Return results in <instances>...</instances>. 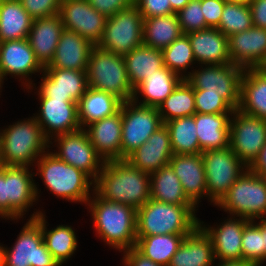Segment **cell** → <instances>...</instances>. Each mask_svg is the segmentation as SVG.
<instances>
[{
    "label": "cell",
    "instance_id": "cell-1",
    "mask_svg": "<svg viewBox=\"0 0 266 266\" xmlns=\"http://www.w3.org/2000/svg\"><path fill=\"white\" fill-rule=\"evenodd\" d=\"M84 207L92 219L93 233L110 249L120 254L136 245L137 210L132 206L104 200L95 192Z\"/></svg>",
    "mask_w": 266,
    "mask_h": 266
},
{
    "label": "cell",
    "instance_id": "cell-2",
    "mask_svg": "<svg viewBox=\"0 0 266 266\" xmlns=\"http://www.w3.org/2000/svg\"><path fill=\"white\" fill-rule=\"evenodd\" d=\"M29 166L0 165V219L12 222L35 219L46 210L34 208L42 197L41 186ZM37 182V183H36ZM26 215V216H25Z\"/></svg>",
    "mask_w": 266,
    "mask_h": 266
},
{
    "label": "cell",
    "instance_id": "cell-3",
    "mask_svg": "<svg viewBox=\"0 0 266 266\" xmlns=\"http://www.w3.org/2000/svg\"><path fill=\"white\" fill-rule=\"evenodd\" d=\"M94 192L104 200L142 207L150 195V174L139 170L125 159L105 161L94 181Z\"/></svg>",
    "mask_w": 266,
    "mask_h": 266
},
{
    "label": "cell",
    "instance_id": "cell-4",
    "mask_svg": "<svg viewBox=\"0 0 266 266\" xmlns=\"http://www.w3.org/2000/svg\"><path fill=\"white\" fill-rule=\"evenodd\" d=\"M33 170L44 189L57 200L85 206L94 192V181L86 173L60 160L50 150L40 156Z\"/></svg>",
    "mask_w": 266,
    "mask_h": 266
},
{
    "label": "cell",
    "instance_id": "cell-5",
    "mask_svg": "<svg viewBox=\"0 0 266 266\" xmlns=\"http://www.w3.org/2000/svg\"><path fill=\"white\" fill-rule=\"evenodd\" d=\"M50 141L34 115L0 127V165L34 167Z\"/></svg>",
    "mask_w": 266,
    "mask_h": 266
},
{
    "label": "cell",
    "instance_id": "cell-6",
    "mask_svg": "<svg viewBox=\"0 0 266 266\" xmlns=\"http://www.w3.org/2000/svg\"><path fill=\"white\" fill-rule=\"evenodd\" d=\"M195 205H175L148 200L137 209V236L189 234L199 225Z\"/></svg>",
    "mask_w": 266,
    "mask_h": 266
},
{
    "label": "cell",
    "instance_id": "cell-7",
    "mask_svg": "<svg viewBox=\"0 0 266 266\" xmlns=\"http://www.w3.org/2000/svg\"><path fill=\"white\" fill-rule=\"evenodd\" d=\"M86 74L89 87L112 94L122 102L132 101L134 88L129 81L122 55L94 46Z\"/></svg>",
    "mask_w": 266,
    "mask_h": 266
},
{
    "label": "cell",
    "instance_id": "cell-8",
    "mask_svg": "<svg viewBox=\"0 0 266 266\" xmlns=\"http://www.w3.org/2000/svg\"><path fill=\"white\" fill-rule=\"evenodd\" d=\"M216 207L233 217L266 219V179L247 168Z\"/></svg>",
    "mask_w": 266,
    "mask_h": 266
},
{
    "label": "cell",
    "instance_id": "cell-9",
    "mask_svg": "<svg viewBox=\"0 0 266 266\" xmlns=\"http://www.w3.org/2000/svg\"><path fill=\"white\" fill-rule=\"evenodd\" d=\"M195 68V69H194ZM185 78L194 90L220 96L235 110L240 104L241 78L244 68L234 63L197 65Z\"/></svg>",
    "mask_w": 266,
    "mask_h": 266
},
{
    "label": "cell",
    "instance_id": "cell-10",
    "mask_svg": "<svg viewBox=\"0 0 266 266\" xmlns=\"http://www.w3.org/2000/svg\"><path fill=\"white\" fill-rule=\"evenodd\" d=\"M24 221L14 244L2 243V266H61L47 249L40 225L34 219Z\"/></svg>",
    "mask_w": 266,
    "mask_h": 266
},
{
    "label": "cell",
    "instance_id": "cell-11",
    "mask_svg": "<svg viewBox=\"0 0 266 266\" xmlns=\"http://www.w3.org/2000/svg\"><path fill=\"white\" fill-rule=\"evenodd\" d=\"M201 156L206 175L207 202L215 207L248 167L229 146L204 151Z\"/></svg>",
    "mask_w": 266,
    "mask_h": 266
},
{
    "label": "cell",
    "instance_id": "cell-12",
    "mask_svg": "<svg viewBox=\"0 0 266 266\" xmlns=\"http://www.w3.org/2000/svg\"><path fill=\"white\" fill-rule=\"evenodd\" d=\"M143 23L139 8L133 4L107 18L103 36L97 46L125 56L143 45Z\"/></svg>",
    "mask_w": 266,
    "mask_h": 266
},
{
    "label": "cell",
    "instance_id": "cell-13",
    "mask_svg": "<svg viewBox=\"0 0 266 266\" xmlns=\"http://www.w3.org/2000/svg\"><path fill=\"white\" fill-rule=\"evenodd\" d=\"M43 70L27 38L0 42V82L3 85L8 77L15 78L25 90L35 85V76H40Z\"/></svg>",
    "mask_w": 266,
    "mask_h": 266
},
{
    "label": "cell",
    "instance_id": "cell-14",
    "mask_svg": "<svg viewBox=\"0 0 266 266\" xmlns=\"http://www.w3.org/2000/svg\"><path fill=\"white\" fill-rule=\"evenodd\" d=\"M49 148L60 160L82 170L93 181L97 179L105 163L90 143L84 129L54 137Z\"/></svg>",
    "mask_w": 266,
    "mask_h": 266
},
{
    "label": "cell",
    "instance_id": "cell-15",
    "mask_svg": "<svg viewBox=\"0 0 266 266\" xmlns=\"http://www.w3.org/2000/svg\"><path fill=\"white\" fill-rule=\"evenodd\" d=\"M163 125L158 107L122 103L121 159L143 145Z\"/></svg>",
    "mask_w": 266,
    "mask_h": 266
},
{
    "label": "cell",
    "instance_id": "cell-16",
    "mask_svg": "<svg viewBox=\"0 0 266 266\" xmlns=\"http://www.w3.org/2000/svg\"><path fill=\"white\" fill-rule=\"evenodd\" d=\"M38 78V86L35 83L24 90L28 95L33 92L35 98L66 99L78 103L89 87L86 71L44 68Z\"/></svg>",
    "mask_w": 266,
    "mask_h": 266
},
{
    "label": "cell",
    "instance_id": "cell-17",
    "mask_svg": "<svg viewBox=\"0 0 266 266\" xmlns=\"http://www.w3.org/2000/svg\"><path fill=\"white\" fill-rule=\"evenodd\" d=\"M266 143V120L235 109L230 118L229 147L249 167Z\"/></svg>",
    "mask_w": 266,
    "mask_h": 266
},
{
    "label": "cell",
    "instance_id": "cell-18",
    "mask_svg": "<svg viewBox=\"0 0 266 266\" xmlns=\"http://www.w3.org/2000/svg\"><path fill=\"white\" fill-rule=\"evenodd\" d=\"M36 99L40 106L33 115L49 141L82 129L78 118V103L66 99Z\"/></svg>",
    "mask_w": 266,
    "mask_h": 266
},
{
    "label": "cell",
    "instance_id": "cell-19",
    "mask_svg": "<svg viewBox=\"0 0 266 266\" xmlns=\"http://www.w3.org/2000/svg\"><path fill=\"white\" fill-rule=\"evenodd\" d=\"M58 14L64 29L76 32L95 46L100 42L107 17L87 0H62Z\"/></svg>",
    "mask_w": 266,
    "mask_h": 266
},
{
    "label": "cell",
    "instance_id": "cell-20",
    "mask_svg": "<svg viewBox=\"0 0 266 266\" xmlns=\"http://www.w3.org/2000/svg\"><path fill=\"white\" fill-rule=\"evenodd\" d=\"M222 220L211 225L199 219V225L212 240L216 261L243 259L242 234L250 220L229 215Z\"/></svg>",
    "mask_w": 266,
    "mask_h": 266
},
{
    "label": "cell",
    "instance_id": "cell-21",
    "mask_svg": "<svg viewBox=\"0 0 266 266\" xmlns=\"http://www.w3.org/2000/svg\"><path fill=\"white\" fill-rule=\"evenodd\" d=\"M179 177L187 198L199 209L200 202L207 200L204 162L199 154H174L169 161Z\"/></svg>",
    "mask_w": 266,
    "mask_h": 266
},
{
    "label": "cell",
    "instance_id": "cell-22",
    "mask_svg": "<svg viewBox=\"0 0 266 266\" xmlns=\"http://www.w3.org/2000/svg\"><path fill=\"white\" fill-rule=\"evenodd\" d=\"M231 63L258 68L266 59V29L252 26L246 31L228 37Z\"/></svg>",
    "mask_w": 266,
    "mask_h": 266
},
{
    "label": "cell",
    "instance_id": "cell-23",
    "mask_svg": "<svg viewBox=\"0 0 266 266\" xmlns=\"http://www.w3.org/2000/svg\"><path fill=\"white\" fill-rule=\"evenodd\" d=\"M173 155L170 135L163 124L149 137L147 142L134 150L125 160L139 170L151 174L169 165Z\"/></svg>",
    "mask_w": 266,
    "mask_h": 266
},
{
    "label": "cell",
    "instance_id": "cell-24",
    "mask_svg": "<svg viewBox=\"0 0 266 266\" xmlns=\"http://www.w3.org/2000/svg\"><path fill=\"white\" fill-rule=\"evenodd\" d=\"M84 130L104 161L121 159L122 105L114 115L92 122Z\"/></svg>",
    "mask_w": 266,
    "mask_h": 266
},
{
    "label": "cell",
    "instance_id": "cell-25",
    "mask_svg": "<svg viewBox=\"0 0 266 266\" xmlns=\"http://www.w3.org/2000/svg\"><path fill=\"white\" fill-rule=\"evenodd\" d=\"M197 65L231 63L228 37L218 28H206L186 34Z\"/></svg>",
    "mask_w": 266,
    "mask_h": 266
},
{
    "label": "cell",
    "instance_id": "cell-26",
    "mask_svg": "<svg viewBox=\"0 0 266 266\" xmlns=\"http://www.w3.org/2000/svg\"><path fill=\"white\" fill-rule=\"evenodd\" d=\"M93 45L74 31L61 33L52 61L44 68L86 71Z\"/></svg>",
    "mask_w": 266,
    "mask_h": 266
},
{
    "label": "cell",
    "instance_id": "cell-27",
    "mask_svg": "<svg viewBox=\"0 0 266 266\" xmlns=\"http://www.w3.org/2000/svg\"><path fill=\"white\" fill-rule=\"evenodd\" d=\"M63 30L59 14L33 19L27 39L43 67L52 61Z\"/></svg>",
    "mask_w": 266,
    "mask_h": 266
},
{
    "label": "cell",
    "instance_id": "cell-28",
    "mask_svg": "<svg viewBox=\"0 0 266 266\" xmlns=\"http://www.w3.org/2000/svg\"><path fill=\"white\" fill-rule=\"evenodd\" d=\"M46 212L39 214L34 220L40 225L43 241L47 249L61 266L66 265L79 248L78 234L72 225L62 224L49 227ZM49 227V228H48ZM52 228V229H51Z\"/></svg>",
    "mask_w": 266,
    "mask_h": 266
},
{
    "label": "cell",
    "instance_id": "cell-29",
    "mask_svg": "<svg viewBox=\"0 0 266 266\" xmlns=\"http://www.w3.org/2000/svg\"><path fill=\"white\" fill-rule=\"evenodd\" d=\"M215 264L212 240L198 225L185 236L168 266H214Z\"/></svg>",
    "mask_w": 266,
    "mask_h": 266
},
{
    "label": "cell",
    "instance_id": "cell-30",
    "mask_svg": "<svg viewBox=\"0 0 266 266\" xmlns=\"http://www.w3.org/2000/svg\"><path fill=\"white\" fill-rule=\"evenodd\" d=\"M181 80L178 74L166 67L157 70L134 88L132 101L141 106L158 107Z\"/></svg>",
    "mask_w": 266,
    "mask_h": 266
},
{
    "label": "cell",
    "instance_id": "cell-31",
    "mask_svg": "<svg viewBox=\"0 0 266 266\" xmlns=\"http://www.w3.org/2000/svg\"><path fill=\"white\" fill-rule=\"evenodd\" d=\"M231 116L232 113L194 114L197 137L202 152L224 149L229 146Z\"/></svg>",
    "mask_w": 266,
    "mask_h": 266
},
{
    "label": "cell",
    "instance_id": "cell-32",
    "mask_svg": "<svg viewBox=\"0 0 266 266\" xmlns=\"http://www.w3.org/2000/svg\"><path fill=\"white\" fill-rule=\"evenodd\" d=\"M238 109L245 114L266 120V73L259 68L244 70Z\"/></svg>",
    "mask_w": 266,
    "mask_h": 266
},
{
    "label": "cell",
    "instance_id": "cell-33",
    "mask_svg": "<svg viewBox=\"0 0 266 266\" xmlns=\"http://www.w3.org/2000/svg\"><path fill=\"white\" fill-rule=\"evenodd\" d=\"M122 101L116 96L88 87L78 102V118L81 128L84 129L92 122L117 113Z\"/></svg>",
    "mask_w": 266,
    "mask_h": 266
},
{
    "label": "cell",
    "instance_id": "cell-34",
    "mask_svg": "<svg viewBox=\"0 0 266 266\" xmlns=\"http://www.w3.org/2000/svg\"><path fill=\"white\" fill-rule=\"evenodd\" d=\"M129 81L133 88L155 71L165 68L162 50L141 45L123 56Z\"/></svg>",
    "mask_w": 266,
    "mask_h": 266
},
{
    "label": "cell",
    "instance_id": "cell-35",
    "mask_svg": "<svg viewBox=\"0 0 266 266\" xmlns=\"http://www.w3.org/2000/svg\"><path fill=\"white\" fill-rule=\"evenodd\" d=\"M33 18L23 8L20 0L0 3V42L28 37Z\"/></svg>",
    "mask_w": 266,
    "mask_h": 266
},
{
    "label": "cell",
    "instance_id": "cell-36",
    "mask_svg": "<svg viewBox=\"0 0 266 266\" xmlns=\"http://www.w3.org/2000/svg\"><path fill=\"white\" fill-rule=\"evenodd\" d=\"M151 199L175 205H194L183 191L179 177L170 165L150 174Z\"/></svg>",
    "mask_w": 266,
    "mask_h": 266
},
{
    "label": "cell",
    "instance_id": "cell-37",
    "mask_svg": "<svg viewBox=\"0 0 266 266\" xmlns=\"http://www.w3.org/2000/svg\"><path fill=\"white\" fill-rule=\"evenodd\" d=\"M182 34L177 13L144 18L143 45L147 47L163 50Z\"/></svg>",
    "mask_w": 266,
    "mask_h": 266
},
{
    "label": "cell",
    "instance_id": "cell-38",
    "mask_svg": "<svg viewBox=\"0 0 266 266\" xmlns=\"http://www.w3.org/2000/svg\"><path fill=\"white\" fill-rule=\"evenodd\" d=\"M188 234L137 236L135 248L153 262L168 266Z\"/></svg>",
    "mask_w": 266,
    "mask_h": 266
},
{
    "label": "cell",
    "instance_id": "cell-39",
    "mask_svg": "<svg viewBox=\"0 0 266 266\" xmlns=\"http://www.w3.org/2000/svg\"><path fill=\"white\" fill-rule=\"evenodd\" d=\"M170 135L173 154H199L194 115L172 119L164 123Z\"/></svg>",
    "mask_w": 266,
    "mask_h": 266
},
{
    "label": "cell",
    "instance_id": "cell-40",
    "mask_svg": "<svg viewBox=\"0 0 266 266\" xmlns=\"http://www.w3.org/2000/svg\"><path fill=\"white\" fill-rule=\"evenodd\" d=\"M163 124L172 119L196 113L194 89L182 79L172 93L158 106Z\"/></svg>",
    "mask_w": 266,
    "mask_h": 266
},
{
    "label": "cell",
    "instance_id": "cell-41",
    "mask_svg": "<svg viewBox=\"0 0 266 266\" xmlns=\"http://www.w3.org/2000/svg\"><path fill=\"white\" fill-rule=\"evenodd\" d=\"M164 66L185 79L197 66L191 43L186 34H182L168 47L162 50ZM191 70V71H190Z\"/></svg>",
    "mask_w": 266,
    "mask_h": 266
},
{
    "label": "cell",
    "instance_id": "cell-42",
    "mask_svg": "<svg viewBox=\"0 0 266 266\" xmlns=\"http://www.w3.org/2000/svg\"><path fill=\"white\" fill-rule=\"evenodd\" d=\"M252 26V14L248 3L225 2L217 28L226 37L246 31Z\"/></svg>",
    "mask_w": 266,
    "mask_h": 266
},
{
    "label": "cell",
    "instance_id": "cell-43",
    "mask_svg": "<svg viewBox=\"0 0 266 266\" xmlns=\"http://www.w3.org/2000/svg\"><path fill=\"white\" fill-rule=\"evenodd\" d=\"M242 256L256 266H265L264 235L261 220L250 221L242 234Z\"/></svg>",
    "mask_w": 266,
    "mask_h": 266
},
{
    "label": "cell",
    "instance_id": "cell-44",
    "mask_svg": "<svg viewBox=\"0 0 266 266\" xmlns=\"http://www.w3.org/2000/svg\"><path fill=\"white\" fill-rule=\"evenodd\" d=\"M203 15L201 0H191L186 4L177 12L182 33L188 34L208 28Z\"/></svg>",
    "mask_w": 266,
    "mask_h": 266
},
{
    "label": "cell",
    "instance_id": "cell-45",
    "mask_svg": "<svg viewBox=\"0 0 266 266\" xmlns=\"http://www.w3.org/2000/svg\"><path fill=\"white\" fill-rule=\"evenodd\" d=\"M194 95L196 113L221 114L234 111L220 94L205 93V90H194Z\"/></svg>",
    "mask_w": 266,
    "mask_h": 266
},
{
    "label": "cell",
    "instance_id": "cell-46",
    "mask_svg": "<svg viewBox=\"0 0 266 266\" xmlns=\"http://www.w3.org/2000/svg\"><path fill=\"white\" fill-rule=\"evenodd\" d=\"M20 2L28 14L37 19L58 14L62 0H20Z\"/></svg>",
    "mask_w": 266,
    "mask_h": 266
},
{
    "label": "cell",
    "instance_id": "cell-47",
    "mask_svg": "<svg viewBox=\"0 0 266 266\" xmlns=\"http://www.w3.org/2000/svg\"><path fill=\"white\" fill-rule=\"evenodd\" d=\"M143 18L174 14L169 0H134Z\"/></svg>",
    "mask_w": 266,
    "mask_h": 266
},
{
    "label": "cell",
    "instance_id": "cell-48",
    "mask_svg": "<svg viewBox=\"0 0 266 266\" xmlns=\"http://www.w3.org/2000/svg\"><path fill=\"white\" fill-rule=\"evenodd\" d=\"M224 6V0H201L202 13L207 27L217 28L219 26Z\"/></svg>",
    "mask_w": 266,
    "mask_h": 266
},
{
    "label": "cell",
    "instance_id": "cell-49",
    "mask_svg": "<svg viewBox=\"0 0 266 266\" xmlns=\"http://www.w3.org/2000/svg\"><path fill=\"white\" fill-rule=\"evenodd\" d=\"M99 13L107 18L134 4V0H87Z\"/></svg>",
    "mask_w": 266,
    "mask_h": 266
},
{
    "label": "cell",
    "instance_id": "cell-50",
    "mask_svg": "<svg viewBox=\"0 0 266 266\" xmlns=\"http://www.w3.org/2000/svg\"><path fill=\"white\" fill-rule=\"evenodd\" d=\"M122 266H162L141 254L135 247L121 253Z\"/></svg>",
    "mask_w": 266,
    "mask_h": 266
},
{
    "label": "cell",
    "instance_id": "cell-51",
    "mask_svg": "<svg viewBox=\"0 0 266 266\" xmlns=\"http://www.w3.org/2000/svg\"><path fill=\"white\" fill-rule=\"evenodd\" d=\"M248 4L253 26L266 29V0H251Z\"/></svg>",
    "mask_w": 266,
    "mask_h": 266
},
{
    "label": "cell",
    "instance_id": "cell-52",
    "mask_svg": "<svg viewBox=\"0 0 266 266\" xmlns=\"http://www.w3.org/2000/svg\"><path fill=\"white\" fill-rule=\"evenodd\" d=\"M248 169L254 174H256L257 176H260L266 179V143L261 148L258 156L252 162V164L248 167Z\"/></svg>",
    "mask_w": 266,
    "mask_h": 266
},
{
    "label": "cell",
    "instance_id": "cell-53",
    "mask_svg": "<svg viewBox=\"0 0 266 266\" xmlns=\"http://www.w3.org/2000/svg\"><path fill=\"white\" fill-rule=\"evenodd\" d=\"M214 266H256V265L250 261H246L245 259H240V260L216 261V264Z\"/></svg>",
    "mask_w": 266,
    "mask_h": 266
},
{
    "label": "cell",
    "instance_id": "cell-54",
    "mask_svg": "<svg viewBox=\"0 0 266 266\" xmlns=\"http://www.w3.org/2000/svg\"><path fill=\"white\" fill-rule=\"evenodd\" d=\"M171 3L172 10L177 13L184 8L191 0H169Z\"/></svg>",
    "mask_w": 266,
    "mask_h": 266
},
{
    "label": "cell",
    "instance_id": "cell-55",
    "mask_svg": "<svg viewBox=\"0 0 266 266\" xmlns=\"http://www.w3.org/2000/svg\"><path fill=\"white\" fill-rule=\"evenodd\" d=\"M261 231L264 235V246H265V265H266V219L261 220Z\"/></svg>",
    "mask_w": 266,
    "mask_h": 266
},
{
    "label": "cell",
    "instance_id": "cell-56",
    "mask_svg": "<svg viewBox=\"0 0 266 266\" xmlns=\"http://www.w3.org/2000/svg\"><path fill=\"white\" fill-rule=\"evenodd\" d=\"M225 2L249 3L251 0H224Z\"/></svg>",
    "mask_w": 266,
    "mask_h": 266
},
{
    "label": "cell",
    "instance_id": "cell-57",
    "mask_svg": "<svg viewBox=\"0 0 266 266\" xmlns=\"http://www.w3.org/2000/svg\"><path fill=\"white\" fill-rule=\"evenodd\" d=\"M262 72L266 73V59L258 67Z\"/></svg>",
    "mask_w": 266,
    "mask_h": 266
},
{
    "label": "cell",
    "instance_id": "cell-58",
    "mask_svg": "<svg viewBox=\"0 0 266 266\" xmlns=\"http://www.w3.org/2000/svg\"><path fill=\"white\" fill-rule=\"evenodd\" d=\"M0 266H2V243L0 242Z\"/></svg>",
    "mask_w": 266,
    "mask_h": 266
},
{
    "label": "cell",
    "instance_id": "cell-59",
    "mask_svg": "<svg viewBox=\"0 0 266 266\" xmlns=\"http://www.w3.org/2000/svg\"><path fill=\"white\" fill-rule=\"evenodd\" d=\"M4 90H3V84L0 82V98H1V96H2V92H3Z\"/></svg>",
    "mask_w": 266,
    "mask_h": 266
}]
</instances>
